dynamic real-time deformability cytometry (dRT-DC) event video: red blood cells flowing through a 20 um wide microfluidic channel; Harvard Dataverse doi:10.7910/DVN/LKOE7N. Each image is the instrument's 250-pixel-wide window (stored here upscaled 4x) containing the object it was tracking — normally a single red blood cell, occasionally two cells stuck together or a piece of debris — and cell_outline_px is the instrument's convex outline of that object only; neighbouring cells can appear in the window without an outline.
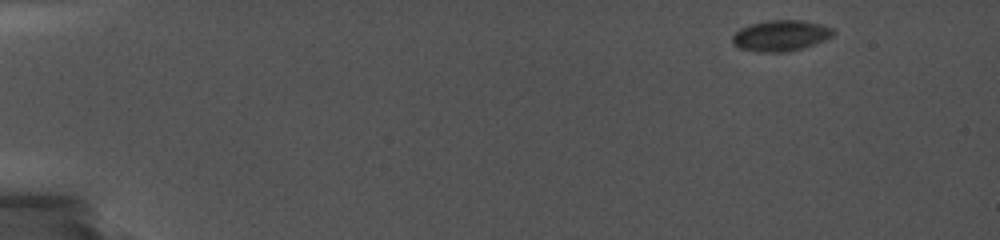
{"species": "common noctule bat (a hibernating species)", "species_latin": "Nyctalus noctula", "temperature_condition": "cold", "stored_images_in_passage": 27, "camera_frame_rate_fps": 5000, "um_per_image_px": 0.085, "animal": {"sex": "female", "body_mass_g": 19.0, "forearm_length_mm": 56.7}, "frame": {"image": 1, "passage_image": 1, "time_ms": 0.0, "image_size_px": [1000, 240], "cell_outline_px": [[836, 32], [832, 36], [824, 40], [788, 52], [756, 52], [740, 48], [732, 44], [732, 36], [740, 28], [752, 24], [768, 20], [804, 20], [820, 24], [832, 28]], "centroid_in_image_um": [66.34, 3.03], "position_along_channel_um": 18.7, "area_um2": 18.09}}
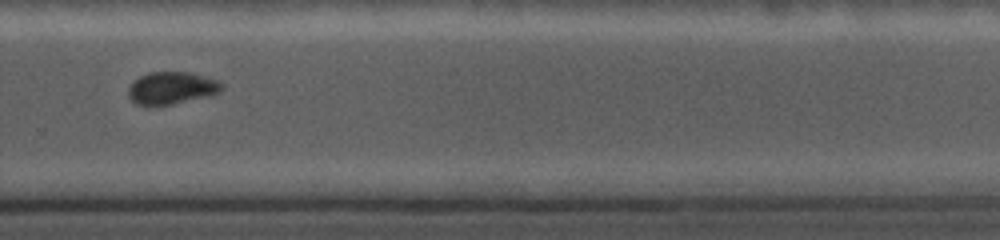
{"frame": {"image": 2, "passage_image": 19, "time_ms": 11.6, "image_size_px": [1000, 240], "cell_outline_px": [[224, 88], [220, 92], [208, 96], [168, 104], [136, 104], [128, 96], [128, 88], [140, 76], [152, 72], [188, 72], [204, 76], [216, 80], [224, 84]], "centroid_in_image_um": [14.62, 7.46], "position_along_channel_um": 315.2, "area_um2": 17.17}}
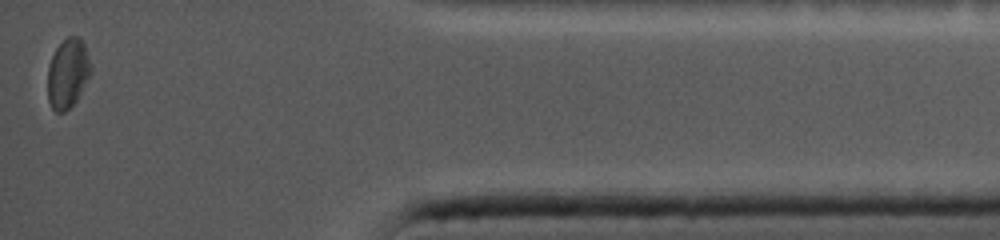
{"frame": {"image": 3, "passage_image": 27, "time_ms": 15.4, "image_size_px": [1000, 240], "cell_outline_px": [[92, 72], [76, 100], [64, 112], [56, 112], [52, 108], [48, 100], [48, 68], [52, 56], [56, 48], [68, 36], [76, 36], [84, 44], [92, 68]], "centroid_in_image_um": [5.76, 6.24], "position_along_channel_um": 429.4, "area_um2": 17.22}}